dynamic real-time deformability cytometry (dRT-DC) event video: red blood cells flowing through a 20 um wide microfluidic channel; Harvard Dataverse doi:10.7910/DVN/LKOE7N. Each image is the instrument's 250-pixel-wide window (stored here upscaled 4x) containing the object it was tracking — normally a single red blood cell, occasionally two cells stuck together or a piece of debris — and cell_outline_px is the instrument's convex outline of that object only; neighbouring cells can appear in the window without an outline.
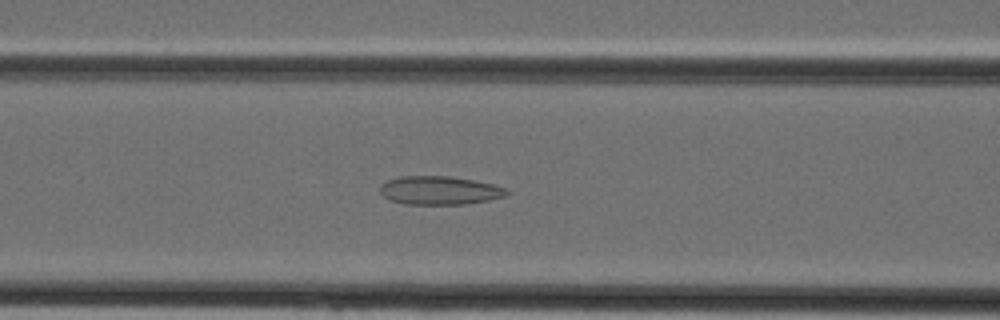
{"species": "Egyptian fruit bat (a non-hibernating species)", "species_latin": "Rousettus aegyptiacus", "temperature_condition": "cold", "stored_images_in_passage": 39, "camera_frame_rate_fps": 3000, "um_per_image_px": 0.085, "animal": {"sex": "female"}, "frame": {"image": 1, "passage_image": 16, "time_ms": 5.0, "image_size_px": [1000, 320], "cell_outline_px": [[508, 192], [504, 196], [488, 200], [464, 204], [404, 204], [392, 200], [384, 196], [380, 192], [380, 184], [388, 180], [400, 176], [448, 176], [472, 180], [492, 184], [508, 188]], "centroid_in_image_um": [37.34, 16.18], "position_along_channel_um": 129.3, "area_um2": 20.87}}
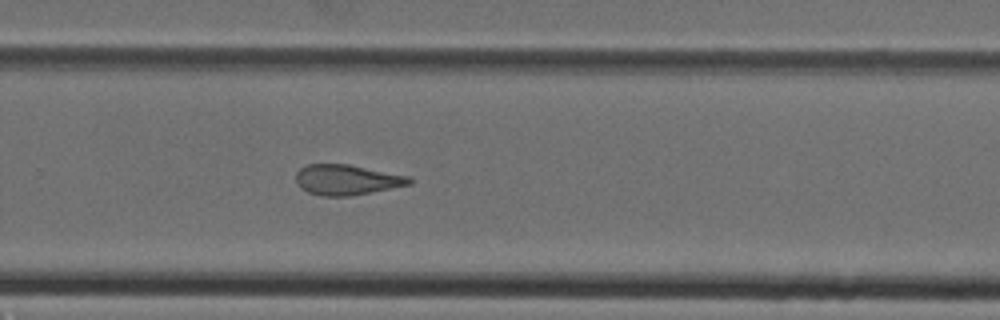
{"frame": {"image": 2, "passage_image": 26, "time_ms": 8.333, "image_size_px": [1000, 320], "cell_outline_px": [[412, 184], [352, 196], [324, 196], [308, 192], [300, 188], [296, 184], [296, 172], [300, 168], [308, 164], [348, 164], [408, 176], [412, 180]], "centroid_in_image_um": [29.45, 15.29], "position_along_channel_um": 300.4, "area_um2": 20.06}}
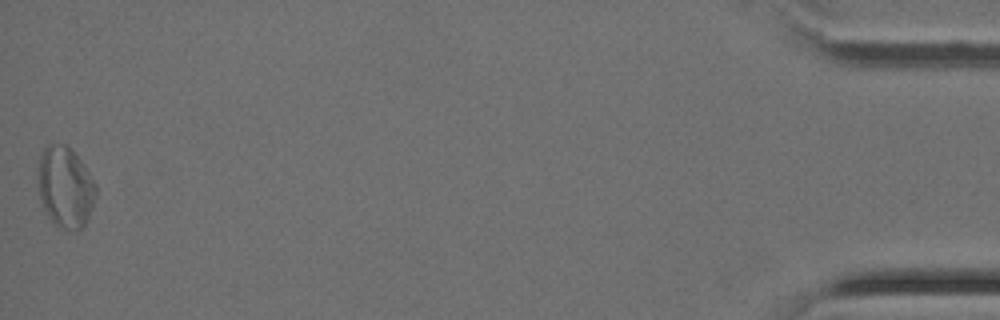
{"frame": {"image": 3, "passage_image": 39, "time_ms": 12.667, "image_size_px": [1000, 320], "cell_outline_px": [[96, 196], [92, 208], [84, 224], [80, 228], [60, 228], [48, 216], [40, 200], [40, 156], [44, 148], [48, 144], [64, 144], [80, 160], [96, 184]], "centroid_in_image_um": [5.57, 15.9], "position_along_channel_um": 429.6, "area_um2": 26.36}}